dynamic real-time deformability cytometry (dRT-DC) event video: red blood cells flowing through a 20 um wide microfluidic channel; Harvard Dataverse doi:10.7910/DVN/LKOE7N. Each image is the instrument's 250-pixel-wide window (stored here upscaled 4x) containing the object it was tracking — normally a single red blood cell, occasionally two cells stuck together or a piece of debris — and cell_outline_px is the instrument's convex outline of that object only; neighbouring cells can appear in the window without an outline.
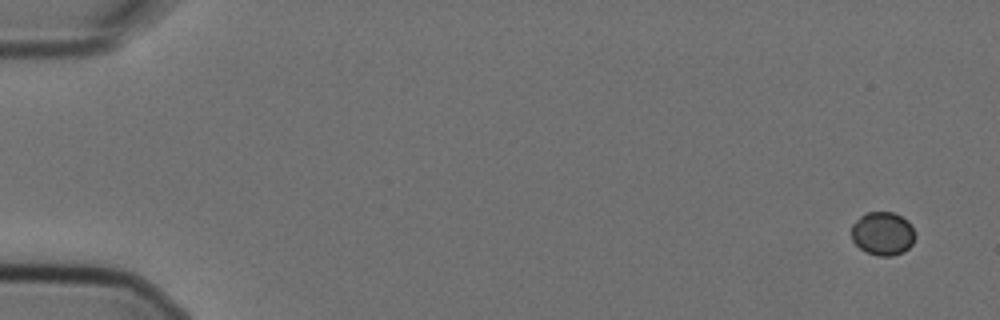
{"species": "Egyptian fruit bat (a non-hibernating species)", "species_latin": "Rousettus aegyptiacus", "temperature_condition": "cold", "stored_images_in_passage": 3, "camera_frame_rate_fps": 3000, "um_per_image_px": 0.085, "animal": {"sex": "female"}, "frame": {"image": 1, "passage_image": 1, "time_ms": 0.0, "image_size_px": [1000, 320], "cell_outline_px": [[916, 236], [912, 244], [904, 252], [892, 256], [880, 256], [868, 252], [860, 248], [852, 240], [852, 224], [860, 216], [868, 212], [892, 212], [908, 220], [912, 224]], "centroid_in_image_um": [75.06, 19.85], "position_along_channel_um": 9.9, "area_um2": 16.18}}